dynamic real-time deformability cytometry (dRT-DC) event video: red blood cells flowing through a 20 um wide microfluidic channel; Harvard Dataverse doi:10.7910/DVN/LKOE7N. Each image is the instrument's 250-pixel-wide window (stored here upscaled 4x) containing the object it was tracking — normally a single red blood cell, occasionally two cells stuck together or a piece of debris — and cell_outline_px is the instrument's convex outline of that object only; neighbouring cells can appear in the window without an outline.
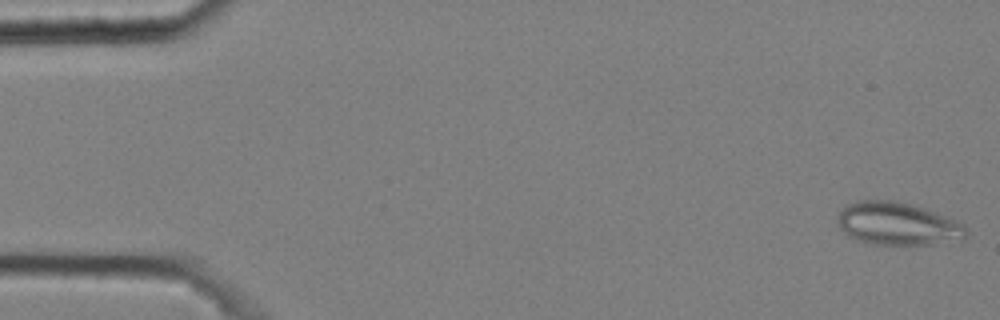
{"species": "common noctule bat (a hibernating species)", "species_latin": "Nyctalus noctula", "temperature_condition": "cold", "stored_images_in_passage": 53, "camera_frame_rate_fps": 3000, "um_per_image_px": 0.085, "animal": {"sex": "male", "body_mass_g": 20.4}, "frame": {"image": 1, "passage_image": 1, "time_ms": 0.0, "image_size_px": [1000, 320], "cell_outline_px": [[968, 236], [960, 240], [932, 244], [872, 244], [856, 240], [848, 236], [840, 228], [836, 216], [848, 204], [856, 200], [896, 200], [924, 208], [948, 216], [964, 224], [968, 232]], "centroid_in_image_um": [76.31, 19.01], "position_along_channel_um": 8.7, "area_um2": 32.31}}
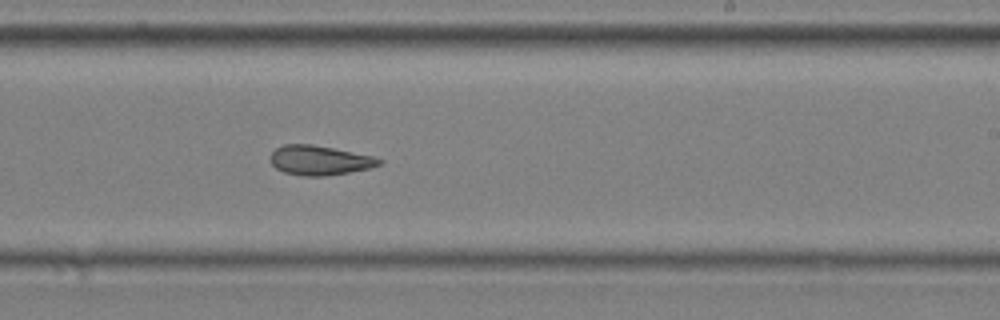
{"frame": {"image": 2, "passage_image": 33, "time_ms": 10.667, "image_size_px": [1000, 320], "cell_outline_px": [[384, 160], [380, 164], [372, 168], [324, 176], [304, 176], [284, 172], [276, 168], [272, 164], [272, 152], [276, 148], [284, 144], [312, 144], [376, 156]], "centroid_in_image_um": [27.22, 13.62], "position_along_channel_um": 261.8, "area_um2": 18.73}}
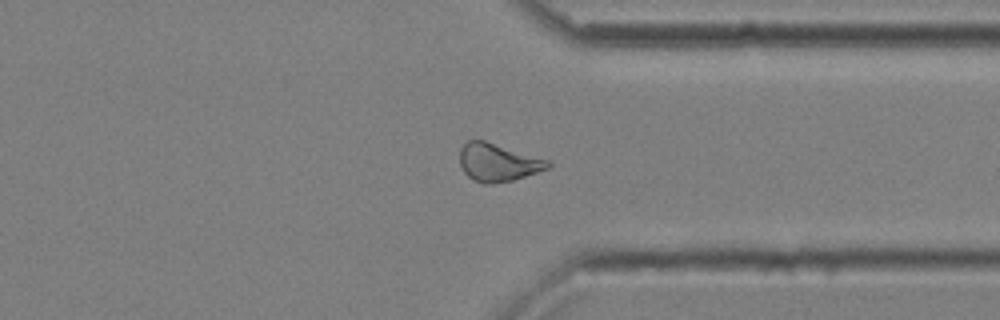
{"frame": {"image": 3, "passage_image": 42, "time_ms": 13.667, "image_size_px": [1000, 320], "cell_outline_px": [[552, 164], [548, 168], [512, 180], [492, 184], [484, 184], [472, 180], [464, 172], [460, 164], [460, 148], [468, 140], [484, 140], [552, 160]], "centroid_in_image_um": [42.33, 13.8], "position_along_channel_um": 369.1, "area_um2": 19.59}, "authors_computed_cell_mechanics": {"area_um2": 19.8254, "velocity_mm_per_s": 3.5942, "shape_relaxation_time_tau1_ms": null, "shape_relaxation_time_tau2_ms": 3.5928, "deformation_change_tau1": null, "deformation_change_tau2": 0.1108}}